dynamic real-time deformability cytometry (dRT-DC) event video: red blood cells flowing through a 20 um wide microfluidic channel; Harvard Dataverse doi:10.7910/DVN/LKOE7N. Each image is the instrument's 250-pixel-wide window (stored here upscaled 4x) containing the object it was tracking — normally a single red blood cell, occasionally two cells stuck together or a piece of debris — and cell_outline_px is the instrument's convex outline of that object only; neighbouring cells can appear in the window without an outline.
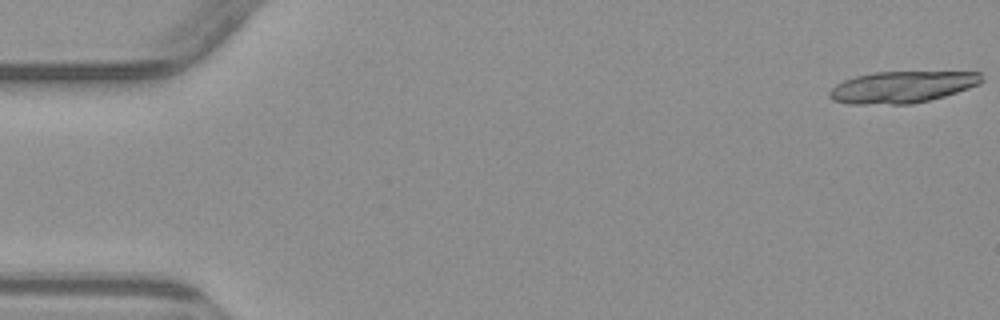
{"species": "common noctule bat (a hibernating species)", "species_latin": "Nyctalus noctula", "temperature_condition": "warm", "stored_images_in_passage": 5, "camera_frame_rate_fps": 3000, "um_per_image_px": 0.085, "animal": {"sex": "male", "body_mass_g": 23.1, "forearm_length_mm": 52.7}, "frame": {"image": 1, "passage_image": 5, "time_ms": 5.667, "image_size_px": [1000, 320], "cell_outline_px": [[984, 80], [980, 84], [944, 96], [912, 104], [848, 104], [832, 100], [828, 96], [828, 92], [836, 84], [844, 80], [856, 76], [876, 72], [980, 72]], "centroid_in_image_um": [76.65, 7.4], "position_along_channel_um": 8.3, "area_um2": 28.03}}